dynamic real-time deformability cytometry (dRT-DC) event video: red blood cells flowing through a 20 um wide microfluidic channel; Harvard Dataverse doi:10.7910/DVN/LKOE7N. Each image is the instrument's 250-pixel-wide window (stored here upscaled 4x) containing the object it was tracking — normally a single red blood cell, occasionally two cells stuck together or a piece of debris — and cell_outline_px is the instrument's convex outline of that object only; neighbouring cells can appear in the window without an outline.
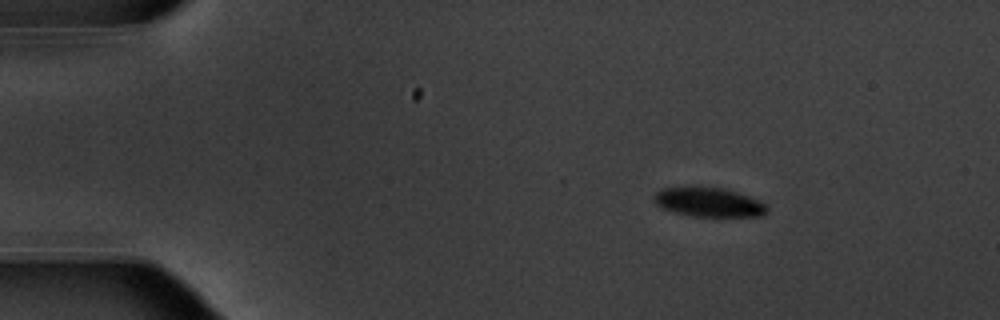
{"species": "common noctule bat (a hibernating species)", "species_latin": "Nyctalus noctula", "temperature_condition": "warm", "stored_images_in_passage": 26, "camera_frame_rate_fps": 3000, "um_per_image_px": 0.085, "animal": {"sex": "male", "body_mass_g": 20.1, "forearm_length_mm": 53.5}, "frame": {"image": 1, "passage_image": 1, "time_ms": 0.0, "image_size_px": [1000, 320], "cell_outline_px": [[768, 212], [760, 216], [692, 216], [676, 212], [664, 208], [656, 204], [652, 200], [652, 196], [660, 188], [688, 184], [700, 184], [724, 188], [748, 196], [764, 204], [768, 208]], "centroid_in_image_um": [60.14, 17.12], "position_along_channel_um": 24.9, "area_um2": 19.88}}
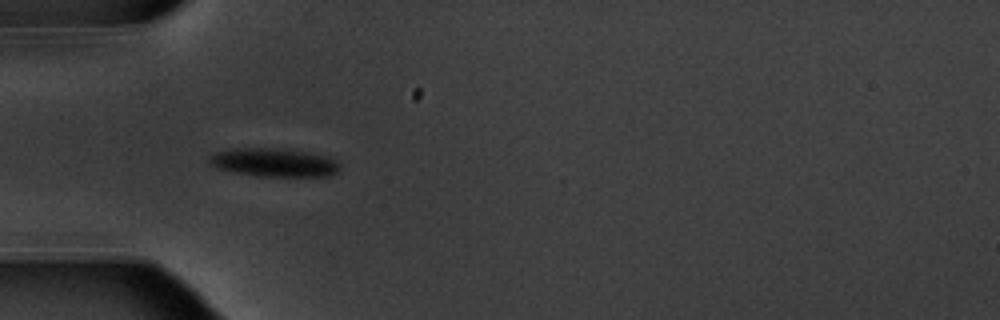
{"frame": {"image": 2, "passage_image": 10, "time_ms": 3.0, "image_size_px": [1000, 320], "cell_outline_px": [[340, 164], [336, 172], [328, 176], [252, 176], [216, 168], [208, 164], [208, 156], [216, 152], [232, 148], [276, 148], [308, 152], [328, 156], [336, 160]], "centroid_in_image_um": [23.24, 13.81], "position_along_channel_um": 61.8, "area_um2": 21.85}}
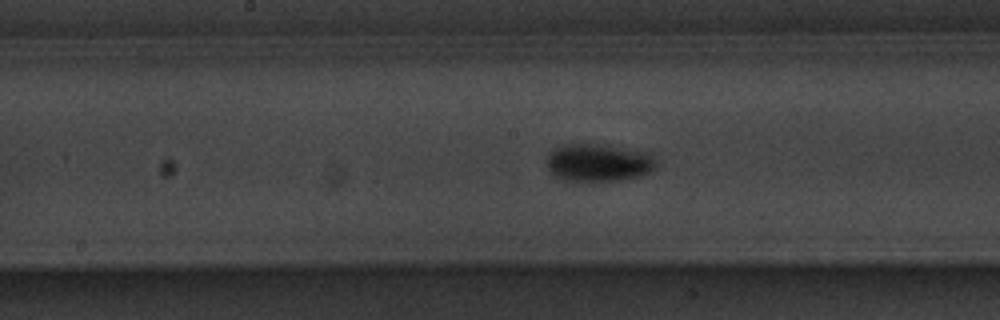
{"frame": {"image": 3, "passage_image": 21, "time_ms": 6.667, "image_size_px": [1000, 320], "cell_outline_px": [[660, 168], [644, 176], [628, 180], [604, 184], [564, 184], [556, 180], [548, 172], [544, 164], [544, 160], [548, 152], [552, 148], [560, 144], [592, 140], [652, 152], [660, 156]], "centroid_in_image_um": [50.88, 13.85], "position_along_channel_um": 197.3, "area_um2": 28.44}}